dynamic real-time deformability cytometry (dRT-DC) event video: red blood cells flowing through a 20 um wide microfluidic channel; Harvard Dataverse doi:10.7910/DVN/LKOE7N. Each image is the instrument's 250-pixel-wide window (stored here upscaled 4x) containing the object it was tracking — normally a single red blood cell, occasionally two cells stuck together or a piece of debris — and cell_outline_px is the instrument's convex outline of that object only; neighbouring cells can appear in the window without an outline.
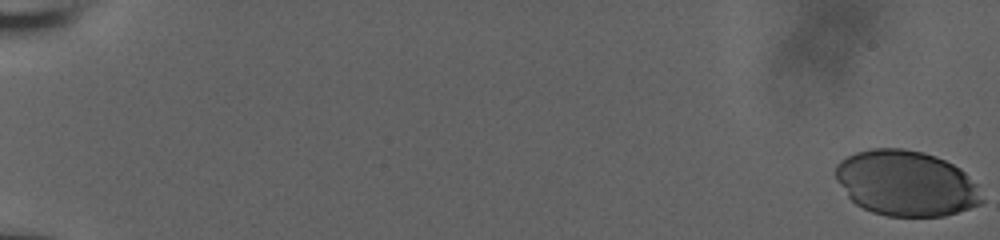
{"species": "human", "species_latin": "Homo sapiens", "temperature_condition": "room temperature", "stored_images_in_passage": 23, "camera_frame_rate_fps": 3000, "um_per_image_px": 0.085, "donor": {"sex": "male"}, "frame": {"image": 1, "passage_image": 1, "time_ms": 0.0, "image_size_px": [1000, 240], "cell_outline_px": [[984, 200], [980, 204], [944, 216], [888, 216], [872, 212], [856, 204], [848, 196], [836, 180], [836, 164], [840, 160], [856, 152], [872, 148], [904, 148], [924, 152], [936, 156], [960, 168], [976, 184]], "centroid_in_image_um": [77.0, 15.57], "position_along_channel_um": 8.0, "area_um2": 55.66}}